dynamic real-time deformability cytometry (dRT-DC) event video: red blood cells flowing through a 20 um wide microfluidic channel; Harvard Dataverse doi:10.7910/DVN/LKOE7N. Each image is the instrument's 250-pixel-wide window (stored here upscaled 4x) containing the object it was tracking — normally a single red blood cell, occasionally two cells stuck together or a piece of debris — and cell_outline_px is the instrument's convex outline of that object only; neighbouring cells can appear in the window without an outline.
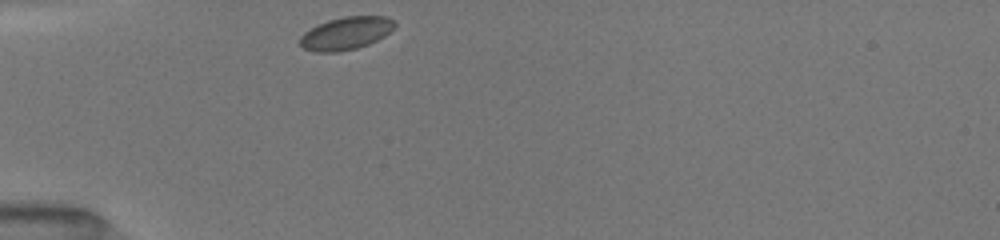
{"species": "common noctule bat (a hibernating species)", "species_latin": "Nyctalus noctula", "temperature_condition": "room temperature", "stored_images_in_passage": 3, "camera_frame_rate_fps": 3000, "um_per_image_px": 0.085, "animal": {"sex": "female", "body_mass_g": 19.5, "forearm_length_mm": 54.1}, "frame": {"image": 1, "passage_image": 1, "time_ms": 0.0, "image_size_px": [1000, 240], "cell_outline_px": [[396, 24], [384, 36], [368, 44], [356, 48], [336, 52], [316, 52], [304, 48], [300, 44], [300, 36], [304, 32], [328, 20], [344, 16], [388, 16], [396, 20]], "centroid_in_image_um": [29.43, 2.82], "position_along_channel_um": 55.6, "area_um2": 17.92}}